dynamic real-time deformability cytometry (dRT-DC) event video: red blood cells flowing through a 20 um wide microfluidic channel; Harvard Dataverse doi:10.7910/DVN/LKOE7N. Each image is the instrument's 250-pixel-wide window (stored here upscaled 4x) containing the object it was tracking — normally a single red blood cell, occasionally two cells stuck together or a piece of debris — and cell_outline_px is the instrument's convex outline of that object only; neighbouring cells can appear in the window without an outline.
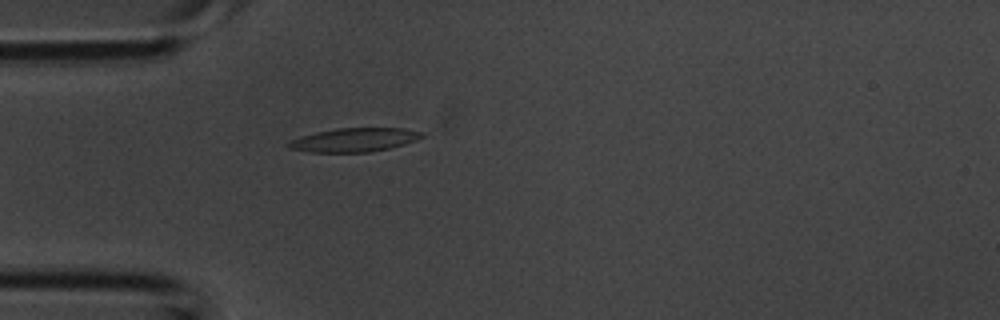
{"species": "common noctule bat (a hibernating species)", "species_latin": "Nyctalus noctula", "temperature_condition": "room temperature", "stored_images_in_passage": 1, "camera_frame_rate_fps": 3000, "um_per_image_px": 0.085, "animal": {"sex": "male", "body_mass_g": 20.1, "forearm_length_mm": 53.5}, "frame": {"image": 1, "passage_image": 1, "time_ms": 0.0, "image_size_px": [1000, 320], "cell_outline_px": [[424, 136], [416, 140], [404, 144], [388, 148], [368, 152], [308, 152], [288, 148], [284, 144], [288, 140], [300, 136], [316, 132], [336, 128], [404, 128], [424, 132]], "centroid_in_image_um": [30.05, 11.88], "position_along_channel_um": 54.9, "area_um2": 18.61}}